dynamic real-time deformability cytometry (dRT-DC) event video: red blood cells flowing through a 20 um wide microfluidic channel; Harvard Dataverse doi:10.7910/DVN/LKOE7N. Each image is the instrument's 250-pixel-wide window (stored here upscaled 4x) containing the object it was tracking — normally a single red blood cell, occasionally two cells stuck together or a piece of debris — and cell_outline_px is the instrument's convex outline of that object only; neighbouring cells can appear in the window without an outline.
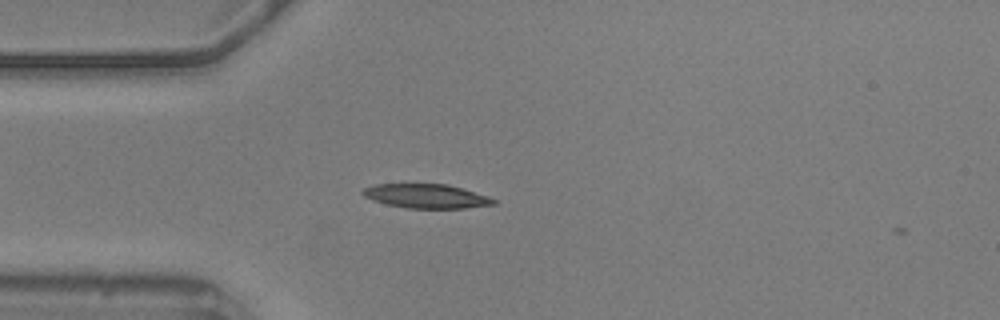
{"species": "common noctule bat (a hibernating species)", "species_latin": "Nyctalus noctula", "temperature_condition": "warm", "stored_images_in_passage": 2, "camera_frame_rate_fps": 3000, "um_per_image_px": 0.085, "animal": {"sex": "male", "body_mass_g": 20.5, "forearm_length_mm": 52.5}, "frame": {"image": 1, "passage_image": 1, "time_ms": 0.0, "image_size_px": [1000, 320], "cell_outline_px": [[496, 204], [464, 208], [408, 208], [388, 204], [372, 200], [364, 196], [360, 192], [364, 188], [372, 184], [448, 184], [488, 196], [496, 200]], "centroid_in_image_um": [36.21, 16.66], "position_along_channel_um": 48.8, "area_um2": 18.32}}